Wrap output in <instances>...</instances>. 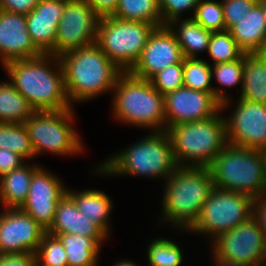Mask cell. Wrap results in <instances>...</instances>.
<instances>
[{"instance_id":"cell-1","label":"cell","mask_w":266,"mask_h":266,"mask_svg":"<svg viewBox=\"0 0 266 266\" xmlns=\"http://www.w3.org/2000/svg\"><path fill=\"white\" fill-rule=\"evenodd\" d=\"M2 68L35 111L72 108L66 95L59 57L43 54L34 59L7 62Z\"/></svg>"},{"instance_id":"cell-2","label":"cell","mask_w":266,"mask_h":266,"mask_svg":"<svg viewBox=\"0 0 266 266\" xmlns=\"http://www.w3.org/2000/svg\"><path fill=\"white\" fill-rule=\"evenodd\" d=\"M67 98L73 103L87 102L100 94L112 93L123 71L95 43L66 52L59 57Z\"/></svg>"},{"instance_id":"cell-3","label":"cell","mask_w":266,"mask_h":266,"mask_svg":"<svg viewBox=\"0 0 266 266\" xmlns=\"http://www.w3.org/2000/svg\"><path fill=\"white\" fill-rule=\"evenodd\" d=\"M177 167L168 133L150 131L145 138L108 156L92 171L99 176H143L150 179L161 178L165 182Z\"/></svg>"},{"instance_id":"cell-4","label":"cell","mask_w":266,"mask_h":266,"mask_svg":"<svg viewBox=\"0 0 266 266\" xmlns=\"http://www.w3.org/2000/svg\"><path fill=\"white\" fill-rule=\"evenodd\" d=\"M214 188L208 167L178 166L164 184L161 222L187 231Z\"/></svg>"},{"instance_id":"cell-5","label":"cell","mask_w":266,"mask_h":266,"mask_svg":"<svg viewBox=\"0 0 266 266\" xmlns=\"http://www.w3.org/2000/svg\"><path fill=\"white\" fill-rule=\"evenodd\" d=\"M112 93V115L119 123L166 131L164 95L154 88L150 80L123 72Z\"/></svg>"},{"instance_id":"cell-6","label":"cell","mask_w":266,"mask_h":266,"mask_svg":"<svg viewBox=\"0 0 266 266\" xmlns=\"http://www.w3.org/2000/svg\"><path fill=\"white\" fill-rule=\"evenodd\" d=\"M222 112L205 120L174 125L166 130L178 166L208 167L227 146L226 121Z\"/></svg>"},{"instance_id":"cell-7","label":"cell","mask_w":266,"mask_h":266,"mask_svg":"<svg viewBox=\"0 0 266 266\" xmlns=\"http://www.w3.org/2000/svg\"><path fill=\"white\" fill-rule=\"evenodd\" d=\"M208 168L216 188L243 193L252 198L266 193L260 150L228 143Z\"/></svg>"},{"instance_id":"cell-8","label":"cell","mask_w":266,"mask_h":266,"mask_svg":"<svg viewBox=\"0 0 266 266\" xmlns=\"http://www.w3.org/2000/svg\"><path fill=\"white\" fill-rule=\"evenodd\" d=\"M74 112V107L59 111H35L24 123L35 156L44 152L73 156L85 150L82 138L72 126Z\"/></svg>"},{"instance_id":"cell-9","label":"cell","mask_w":266,"mask_h":266,"mask_svg":"<svg viewBox=\"0 0 266 266\" xmlns=\"http://www.w3.org/2000/svg\"><path fill=\"white\" fill-rule=\"evenodd\" d=\"M155 28L146 22L101 17L96 44L123 72H128L141 56Z\"/></svg>"},{"instance_id":"cell-10","label":"cell","mask_w":266,"mask_h":266,"mask_svg":"<svg viewBox=\"0 0 266 266\" xmlns=\"http://www.w3.org/2000/svg\"><path fill=\"white\" fill-rule=\"evenodd\" d=\"M254 198L214 187L196 222L187 230L204 234L212 241L223 232L234 229L253 216Z\"/></svg>"},{"instance_id":"cell-11","label":"cell","mask_w":266,"mask_h":266,"mask_svg":"<svg viewBox=\"0 0 266 266\" xmlns=\"http://www.w3.org/2000/svg\"><path fill=\"white\" fill-rule=\"evenodd\" d=\"M210 245L212 254L218 258L251 266H266V243L253 216L234 229L218 235Z\"/></svg>"},{"instance_id":"cell-12","label":"cell","mask_w":266,"mask_h":266,"mask_svg":"<svg viewBox=\"0 0 266 266\" xmlns=\"http://www.w3.org/2000/svg\"><path fill=\"white\" fill-rule=\"evenodd\" d=\"M100 16L84 0H66L57 27L55 50L50 54L60 57L66 52L96 43Z\"/></svg>"},{"instance_id":"cell-13","label":"cell","mask_w":266,"mask_h":266,"mask_svg":"<svg viewBox=\"0 0 266 266\" xmlns=\"http://www.w3.org/2000/svg\"><path fill=\"white\" fill-rule=\"evenodd\" d=\"M226 121L229 144L255 150L266 149V104L237 100Z\"/></svg>"},{"instance_id":"cell-14","label":"cell","mask_w":266,"mask_h":266,"mask_svg":"<svg viewBox=\"0 0 266 266\" xmlns=\"http://www.w3.org/2000/svg\"><path fill=\"white\" fill-rule=\"evenodd\" d=\"M166 130L174 125L205 120L221 112V103L213 93L185 86L164 95Z\"/></svg>"},{"instance_id":"cell-15","label":"cell","mask_w":266,"mask_h":266,"mask_svg":"<svg viewBox=\"0 0 266 266\" xmlns=\"http://www.w3.org/2000/svg\"><path fill=\"white\" fill-rule=\"evenodd\" d=\"M60 179L41 166L33 174L27 198L20 207L46 232L53 224L59 199L66 193L67 187Z\"/></svg>"},{"instance_id":"cell-16","label":"cell","mask_w":266,"mask_h":266,"mask_svg":"<svg viewBox=\"0 0 266 266\" xmlns=\"http://www.w3.org/2000/svg\"><path fill=\"white\" fill-rule=\"evenodd\" d=\"M183 59L174 33L164 25L156 27L149 35L141 56L128 72L135 77L149 80L160 70L181 63Z\"/></svg>"},{"instance_id":"cell-17","label":"cell","mask_w":266,"mask_h":266,"mask_svg":"<svg viewBox=\"0 0 266 266\" xmlns=\"http://www.w3.org/2000/svg\"><path fill=\"white\" fill-rule=\"evenodd\" d=\"M0 213V253L37 252L46 231L20 208Z\"/></svg>"},{"instance_id":"cell-18","label":"cell","mask_w":266,"mask_h":266,"mask_svg":"<svg viewBox=\"0 0 266 266\" xmlns=\"http://www.w3.org/2000/svg\"><path fill=\"white\" fill-rule=\"evenodd\" d=\"M43 53L34 45L27 30L26 15L0 10V63L34 59Z\"/></svg>"},{"instance_id":"cell-19","label":"cell","mask_w":266,"mask_h":266,"mask_svg":"<svg viewBox=\"0 0 266 266\" xmlns=\"http://www.w3.org/2000/svg\"><path fill=\"white\" fill-rule=\"evenodd\" d=\"M65 4L66 0H40L26 15L29 35L43 54H51L55 50L57 27Z\"/></svg>"},{"instance_id":"cell-20","label":"cell","mask_w":266,"mask_h":266,"mask_svg":"<svg viewBox=\"0 0 266 266\" xmlns=\"http://www.w3.org/2000/svg\"><path fill=\"white\" fill-rule=\"evenodd\" d=\"M47 233L76 234L94 238L100 245L109 238L90 218L78 210L73 198L66 192L56 206L53 224Z\"/></svg>"},{"instance_id":"cell-21","label":"cell","mask_w":266,"mask_h":266,"mask_svg":"<svg viewBox=\"0 0 266 266\" xmlns=\"http://www.w3.org/2000/svg\"><path fill=\"white\" fill-rule=\"evenodd\" d=\"M228 31L245 54L263 53L266 50V18L258 3Z\"/></svg>"},{"instance_id":"cell-22","label":"cell","mask_w":266,"mask_h":266,"mask_svg":"<svg viewBox=\"0 0 266 266\" xmlns=\"http://www.w3.org/2000/svg\"><path fill=\"white\" fill-rule=\"evenodd\" d=\"M66 192L73 198L78 210L90 218L109 237L111 228L109 217L114 205L110 196L98 189L77 192L68 187Z\"/></svg>"},{"instance_id":"cell-23","label":"cell","mask_w":266,"mask_h":266,"mask_svg":"<svg viewBox=\"0 0 266 266\" xmlns=\"http://www.w3.org/2000/svg\"><path fill=\"white\" fill-rule=\"evenodd\" d=\"M41 167L37 163H24L0 178V205L3 208H20L28 195L33 174Z\"/></svg>"},{"instance_id":"cell-24","label":"cell","mask_w":266,"mask_h":266,"mask_svg":"<svg viewBox=\"0 0 266 266\" xmlns=\"http://www.w3.org/2000/svg\"><path fill=\"white\" fill-rule=\"evenodd\" d=\"M174 33L184 58H198V53L207 52L212 31L206 30L193 18H182L167 24Z\"/></svg>"},{"instance_id":"cell-25","label":"cell","mask_w":266,"mask_h":266,"mask_svg":"<svg viewBox=\"0 0 266 266\" xmlns=\"http://www.w3.org/2000/svg\"><path fill=\"white\" fill-rule=\"evenodd\" d=\"M238 97L266 104V56L263 53L244 55L243 87Z\"/></svg>"},{"instance_id":"cell-26","label":"cell","mask_w":266,"mask_h":266,"mask_svg":"<svg viewBox=\"0 0 266 266\" xmlns=\"http://www.w3.org/2000/svg\"><path fill=\"white\" fill-rule=\"evenodd\" d=\"M67 254L68 266H97L101 245L94 239L76 234H58Z\"/></svg>"},{"instance_id":"cell-27","label":"cell","mask_w":266,"mask_h":266,"mask_svg":"<svg viewBox=\"0 0 266 266\" xmlns=\"http://www.w3.org/2000/svg\"><path fill=\"white\" fill-rule=\"evenodd\" d=\"M34 112L9 79L0 82V123H25Z\"/></svg>"},{"instance_id":"cell-28","label":"cell","mask_w":266,"mask_h":266,"mask_svg":"<svg viewBox=\"0 0 266 266\" xmlns=\"http://www.w3.org/2000/svg\"><path fill=\"white\" fill-rule=\"evenodd\" d=\"M243 68H244V56L241 59L219 64H211L212 78L219 83L221 88H214L215 98L222 104L221 110L224 111L229 108L231 103V98L224 89L236 87L240 85L242 90L243 87ZM227 93V94H226ZM224 109V110H223Z\"/></svg>"},{"instance_id":"cell-29","label":"cell","mask_w":266,"mask_h":266,"mask_svg":"<svg viewBox=\"0 0 266 266\" xmlns=\"http://www.w3.org/2000/svg\"><path fill=\"white\" fill-rule=\"evenodd\" d=\"M111 16L120 20L146 22L155 27L163 26L158 0H119Z\"/></svg>"},{"instance_id":"cell-30","label":"cell","mask_w":266,"mask_h":266,"mask_svg":"<svg viewBox=\"0 0 266 266\" xmlns=\"http://www.w3.org/2000/svg\"><path fill=\"white\" fill-rule=\"evenodd\" d=\"M8 149L25 161L35 157L28 130L24 123H0V149Z\"/></svg>"},{"instance_id":"cell-31","label":"cell","mask_w":266,"mask_h":266,"mask_svg":"<svg viewBox=\"0 0 266 266\" xmlns=\"http://www.w3.org/2000/svg\"><path fill=\"white\" fill-rule=\"evenodd\" d=\"M211 80L213 78L209 62L200 58L183 59V81L185 87L214 94L215 86L211 84Z\"/></svg>"},{"instance_id":"cell-32","label":"cell","mask_w":266,"mask_h":266,"mask_svg":"<svg viewBox=\"0 0 266 266\" xmlns=\"http://www.w3.org/2000/svg\"><path fill=\"white\" fill-rule=\"evenodd\" d=\"M207 54L213 64L232 62L245 55L228 30L212 32Z\"/></svg>"},{"instance_id":"cell-33","label":"cell","mask_w":266,"mask_h":266,"mask_svg":"<svg viewBox=\"0 0 266 266\" xmlns=\"http://www.w3.org/2000/svg\"><path fill=\"white\" fill-rule=\"evenodd\" d=\"M147 257L149 266H182L183 250L180 246L167 238H154L147 245Z\"/></svg>"},{"instance_id":"cell-34","label":"cell","mask_w":266,"mask_h":266,"mask_svg":"<svg viewBox=\"0 0 266 266\" xmlns=\"http://www.w3.org/2000/svg\"><path fill=\"white\" fill-rule=\"evenodd\" d=\"M37 266H68L67 254L57 236L45 233L37 249Z\"/></svg>"},{"instance_id":"cell-35","label":"cell","mask_w":266,"mask_h":266,"mask_svg":"<svg viewBox=\"0 0 266 266\" xmlns=\"http://www.w3.org/2000/svg\"><path fill=\"white\" fill-rule=\"evenodd\" d=\"M193 19L206 30H226L221 0H199Z\"/></svg>"},{"instance_id":"cell-36","label":"cell","mask_w":266,"mask_h":266,"mask_svg":"<svg viewBox=\"0 0 266 266\" xmlns=\"http://www.w3.org/2000/svg\"><path fill=\"white\" fill-rule=\"evenodd\" d=\"M149 80L162 95L183 87V61L160 70Z\"/></svg>"},{"instance_id":"cell-37","label":"cell","mask_w":266,"mask_h":266,"mask_svg":"<svg viewBox=\"0 0 266 266\" xmlns=\"http://www.w3.org/2000/svg\"><path fill=\"white\" fill-rule=\"evenodd\" d=\"M198 3L199 0H158L163 26L173 20L181 19L182 13H186L189 10L193 11L189 18H193Z\"/></svg>"},{"instance_id":"cell-38","label":"cell","mask_w":266,"mask_h":266,"mask_svg":"<svg viewBox=\"0 0 266 266\" xmlns=\"http://www.w3.org/2000/svg\"><path fill=\"white\" fill-rule=\"evenodd\" d=\"M221 3L226 30H229L248 15L258 0H221Z\"/></svg>"},{"instance_id":"cell-39","label":"cell","mask_w":266,"mask_h":266,"mask_svg":"<svg viewBox=\"0 0 266 266\" xmlns=\"http://www.w3.org/2000/svg\"><path fill=\"white\" fill-rule=\"evenodd\" d=\"M0 266H37L35 252L0 253Z\"/></svg>"},{"instance_id":"cell-40","label":"cell","mask_w":266,"mask_h":266,"mask_svg":"<svg viewBox=\"0 0 266 266\" xmlns=\"http://www.w3.org/2000/svg\"><path fill=\"white\" fill-rule=\"evenodd\" d=\"M25 161L20 155L8 150L0 149V178L14 169L19 168Z\"/></svg>"},{"instance_id":"cell-41","label":"cell","mask_w":266,"mask_h":266,"mask_svg":"<svg viewBox=\"0 0 266 266\" xmlns=\"http://www.w3.org/2000/svg\"><path fill=\"white\" fill-rule=\"evenodd\" d=\"M39 2L40 0H0V10L27 15Z\"/></svg>"},{"instance_id":"cell-42","label":"cell","mask_w":266,"mask_h":266,"mask_svg":"<svg viewBox=\"0 0 266 266\" xmlns=\"http://www.w3.org/2000/svg\"><path fill=\"white\" fill-rule=\"evenodd\" d=\"M253 217L258 223L266 243V193L254 198Z\"/></svg>"},{"instance_id":"cell-43","label":"cell","mask_w":266,"mask_h":266,"mask_svg":"<svg viewBox=\"0 0 266 266\" xmlns=\"http://www.w3.org/2000/svg\"><path fill=\"white\" fill-rule=\"evenodd\" d=\"M86 1L94 11L100 16H111L117 5L119 0H84Z\"/></svg>"},{"instance_id":"cell-44","label":"cell","mask_w":266,"mask_h":266,"mask_svg":"<svg viewBox=\"0 0 266 266\" xmlns=\"http://www.w3.org/2000/svg\"><path fill=\"white\" fill-rule=\"evenodd\" d=\"M212 259H214L213 265L215 266H251V265H247L244 263H240L238 261H232V260H228V259H224V258H218L217 256H215L214 254L212 255Z\"/></svg>"},{"instance_id":"cell-45","label":"cell","mask_w":266,"mask_h":266,"mask_svg":"<svg viewBox=\"0 0 266 266\" xmlns=\"http://www.w3.org/2000/svg\"><path fill=\"white\" fill-rule=\"evenodd\" d=\"M112 266H139L138 264H136L135 262H133L132 260H121V261H117L114 265Z\"/></svg>"},{"instance_id":"cell-46","label":"cell","mask_w":266,"mask_h":266,"mask_svg":"<svg viewBox=\"0 0 266 266\" xmlns=\"http://www.w3.org/2000/svg\"><path fill=\"white\" fill-rule=\"evenodd\" d=\"M262 154V159H263V166H264V171H265V178H266V149L260 150Z\"/></svg>"},{"instance_id":"cell-47","label":"cell","mask_w":266,"mask_h":266,"mask_svg":"<svg viewBox=\"0 0 266 266\" xmlns=\"http://www.w3.org/2000/svg\"><path fill=\"white\" fill-rule=\"evenodd\" d=\"M258 4L261 6L264 16L266 18V0H258Z\"/></svg>"}]
</instances>
